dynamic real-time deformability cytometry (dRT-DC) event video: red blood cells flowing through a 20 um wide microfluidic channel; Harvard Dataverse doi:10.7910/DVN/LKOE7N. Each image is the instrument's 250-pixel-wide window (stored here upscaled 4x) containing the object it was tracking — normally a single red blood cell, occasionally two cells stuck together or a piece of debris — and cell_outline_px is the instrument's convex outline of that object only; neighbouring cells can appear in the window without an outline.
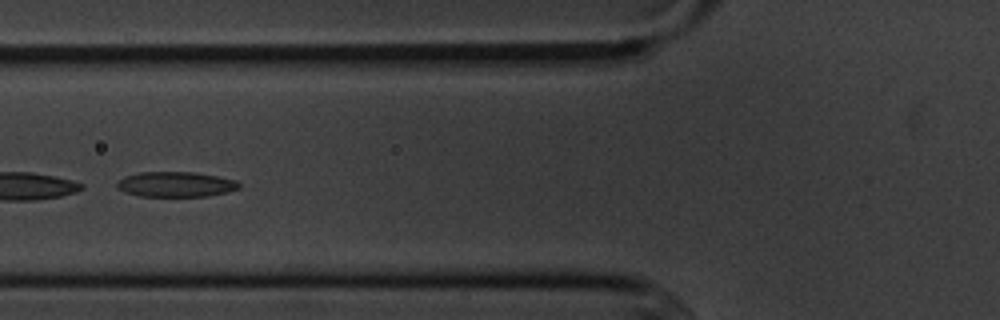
{"species": "common noctule bat (a hibernating species)", "species_latin": "Nyctalus noctula", "temperature_condition": "cold", "stored_images_in_passage": 7, "camera_frame_rate_fps": 3000, "um_per_image_px": 0.085, "animal": {"sex": "male", "body_mass_g": 20.1, "forearm_length_mm": 53.5}, "frame": {"image": 1, "passage_image": 6, "time_ms": 6.0, "image_size_px": [1000, 320], "cell_outline_px": [[240, 188], [228, 192], [208, 196], [140, 196], [124, 192], [116, 188], [116, 180], [124, 176], [140, 172], [196, 172], [236, 180], [240, 184]], "centroid_in_image_um": [14.9, 15.66], "position_along_channel_um": 110.9, "area_um2": 18.09}}